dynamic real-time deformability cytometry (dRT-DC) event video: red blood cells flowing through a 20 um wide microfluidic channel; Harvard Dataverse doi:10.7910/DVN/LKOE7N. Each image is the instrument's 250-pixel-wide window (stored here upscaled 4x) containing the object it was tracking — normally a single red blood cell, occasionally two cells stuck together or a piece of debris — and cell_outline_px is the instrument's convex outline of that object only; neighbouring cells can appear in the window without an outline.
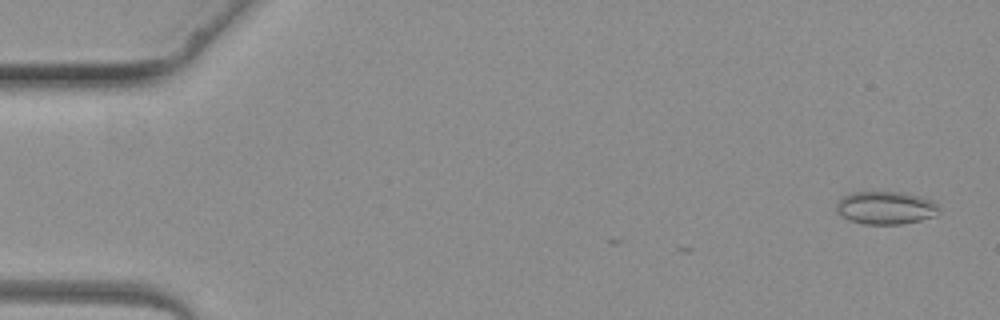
{"species": "common noctule bat (a hibernating species)", "species_latin": "Nyctalus noctula", "temperature_condition": "warm", "stored_images_in_passage": 5, "camera_frame_rate_fps": 3000, "um_per_image_px": 0.085, "animal": {"sex": "female", "body_mass_g": 19.3, "forearm_length_mm": 54.1}, "frame": {"image": 1, "passage_image": 1, "time_ms": 0.0, "image_size_px": [1000, 320], "cell_outline_px": [[940, 212], [936, 216], [920, 220], [900, 224], [864, 224], [852, 220], [836, 212], [836, 204], [840, 196], [852, 192], [900, 192], [924, 196], [932, 200], [940, 208]], "centroid_in_image_um": [75.31, 17.65], "position_along_channel_um": 9.7, "area_um2": 19.88}}